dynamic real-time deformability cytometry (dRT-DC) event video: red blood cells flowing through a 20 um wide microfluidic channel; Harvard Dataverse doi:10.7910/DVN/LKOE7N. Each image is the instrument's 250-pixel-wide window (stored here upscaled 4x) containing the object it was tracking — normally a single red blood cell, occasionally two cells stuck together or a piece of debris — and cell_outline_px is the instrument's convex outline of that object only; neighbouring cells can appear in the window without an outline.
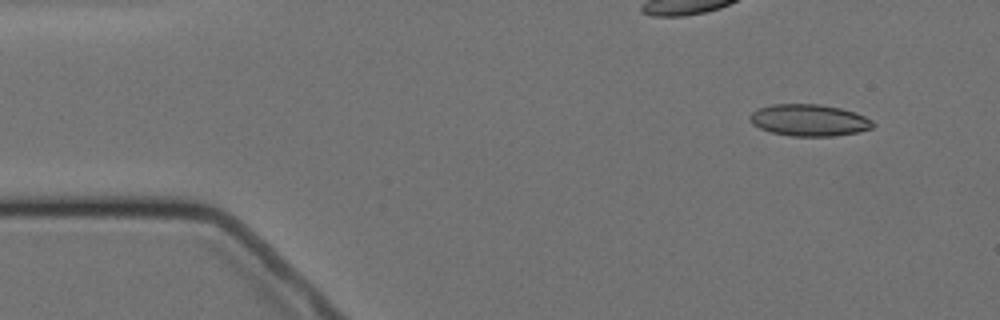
{"species": "Egyptian fruit bat (a non-hibernating species)", "species_latin": "Rousettus aegyptiacus", "temperature_condition": "cold", "stored_images_in_passage": 6, "camera_frame_rate_fps": 3000, "um_per_image_px": 0.085, "animal": {"sex": "female"}, "frame": {"image": 1, "passage_image": 2, "time_ms": 1.0, "image_size_px": [1000, 320], "cell_outline_px": [[876, 124], [872, 128], [860, 132], [836, 136], [792, 136], [772, 132], [760, 128], [752, 124], [748, 120], [748, 116], [756, 108], [772, 104], [820, 104], [840, 108], [856, 112], [872, 120]], "centroid_in_image_um": [68.78, 10.21], "position_along_channel_um": 16.2, "area_um2": 23.06}}
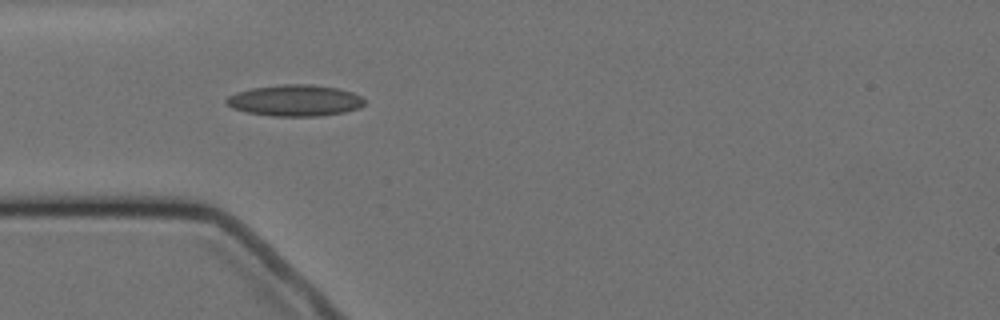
{"frame": {"image": 2, "passage_image": 5, "time_ms": 4.667, "image_size_px": [1000, 320], "cell_outline_px": [[364, 104], [360, 108], [344, 112], [320, 116], [272, 116], [248, 112], [232, 108], [224, 104], [224, 100], [228, 96], [236, 92], [252, 88], [280, 84], [308, 84], [340, 88], [352, 92], [360, 96], [364, 100]], "centroid_in_image_um": [25.05, 8.54], "position_along_channel_um": 59.9, "area_um2": 25.37}}
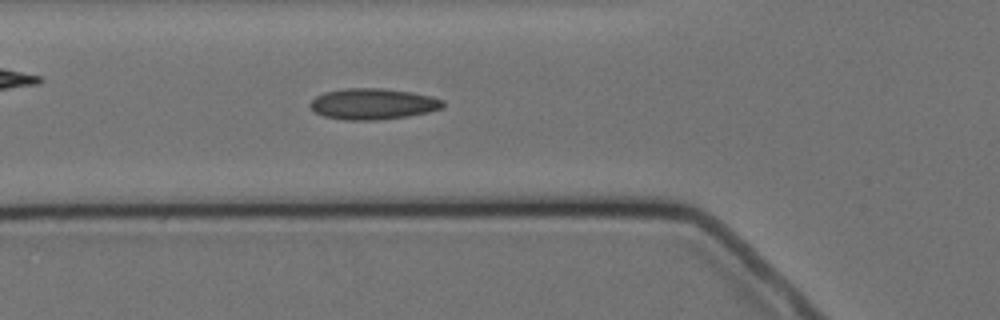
{"frame": {"image": 3, "passage_image": 6, "time_ms": 5.667, "image_size_px": [1000, 320], "cell_outline_px": [[444, 108], [428, 112], [408, 116], [376, 120], [344, 120], [324, 116], [316, 112], [308, 104], [316, 96], [324, 92], [344, 88], [380, 88], [412, 92], [432, 96], [444, 100]], "centroid_in_image_um": [31.72, 8.83], "position_along_channel_um": 94.1, "area_um2": 24.1}}